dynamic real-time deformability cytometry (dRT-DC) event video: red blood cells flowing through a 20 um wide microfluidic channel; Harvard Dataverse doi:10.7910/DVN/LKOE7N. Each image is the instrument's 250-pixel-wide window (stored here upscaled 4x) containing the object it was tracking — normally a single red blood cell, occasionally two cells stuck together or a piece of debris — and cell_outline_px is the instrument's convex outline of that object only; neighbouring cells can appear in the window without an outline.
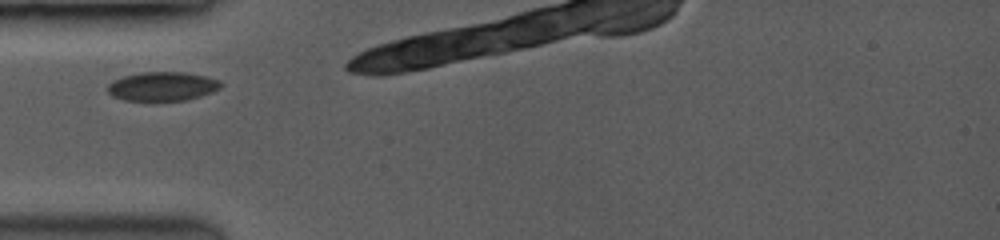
{"species": "common noctule bat (a hibernating species)", "species_latin": "Nyctalus noctula", "temperature_condition": "room temperature", "stored_images_in_passage": 5, "camera_frame_rate_fps": 3500, "um_per_image_px": 0.085, "animal": {"sex": "female", "body_mass_g": 19.0, "forearm_length_mm": 53.3}, "frame": {"image": 1, "passage_image": 1, "time_ms": 0.0, "image_size_px": [1000, 240], "cell_outline_px": [[220, 88], [200, 96], [184, 100], [124, 100], [108, 92], [108, 84], [112, 80], [124, 76], [140, 72], [184, 72], [204, 76], [220, 80]], "centroid_in_image_um": [13.78, 7.32], "position_along_channel_um": 71.2, "area_um2": 18.79}}
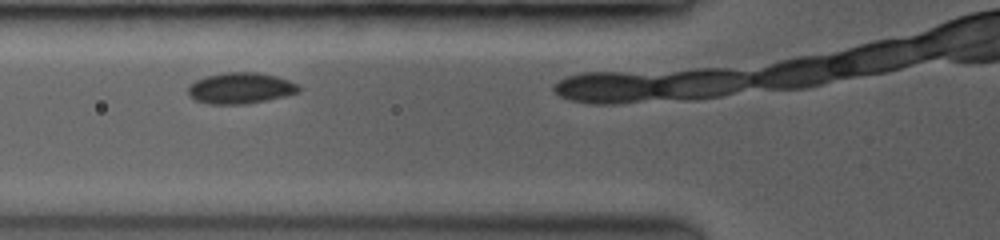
{"frame": {"image": 2, "passage_image": 4, "time_ms": 0.857, "image_size_px": [1000, 240], "cell_outline_px": [[300, 88], [296, 92], [284, 96], [244, 104], [212, 104], [196, 100], [188, 92], [188, 88], [196, 80], [204, 76], [228, 72], [256, 72], [276, 76], [288, 80], [296, 84]], "centroid_in_image_um": [20.42, 7.48], "position_along_channel_um": 105.4, "area_um2": 19.59}}